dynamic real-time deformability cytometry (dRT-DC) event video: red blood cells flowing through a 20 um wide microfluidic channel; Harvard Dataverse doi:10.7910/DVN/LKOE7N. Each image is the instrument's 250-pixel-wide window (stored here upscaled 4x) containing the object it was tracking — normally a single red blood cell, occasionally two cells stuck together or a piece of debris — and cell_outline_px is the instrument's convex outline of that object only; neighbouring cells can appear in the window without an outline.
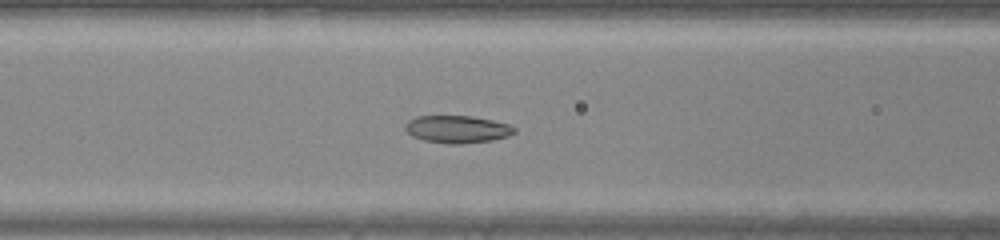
{"species": "common noctule bat (a hibernating species)", "species_latin": "Nyctalus noctula", "temperature_condition": "warm", "stored_images_in_passage": 41, "camera_frame_rate_fps": 3000, "um_per_image_px": 0.085, "animal": {"sex": "male", "body_mass_g": 20.0, "forearm_length_mm": 53.3}, "frame": {"image": 1, "passage_image": 15, "time_ms": 4.667, "image_size_px": [1000, 240], "cell_outline_px": [[516, 132], [508, 136], [492, 140], [460, 144], [448, 144], [424, 140], [412, 136], [404, 128], [404, 124], [408, 120], [416, 116], [472, 116], [492, 120], [508, 124], [516, 128]], "centroid_in_image_um": [38.85, 10.98], "position_along_channel_um": 127.7, "area_um2": 17.51}}
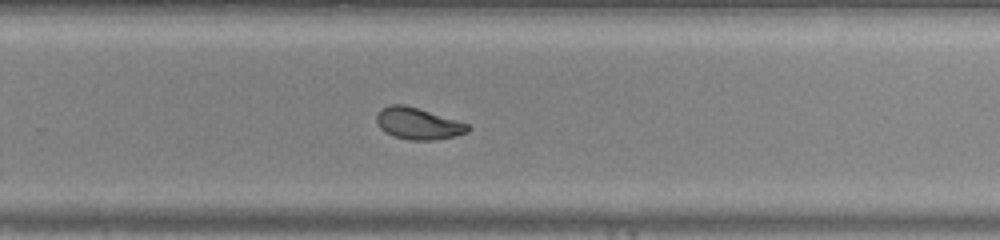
{"frame": {"image": 2, "passage_image": 26, "time_ms": 8.333, "image_size_px": [1000, 240], "cell_outline_px": [[472, 128], [468, 132], [456, 136], [436, 140], [408, 140], [384, 132], [380, 128], [376, 120], [376, 116], [380, 108], [388, 104], [404, 104], [456, 120], [468, 124]], "centroid_in_image_um": [35.52, 10.5], "position_along_channel_um": 294.3, "area_um2": 16.88}}
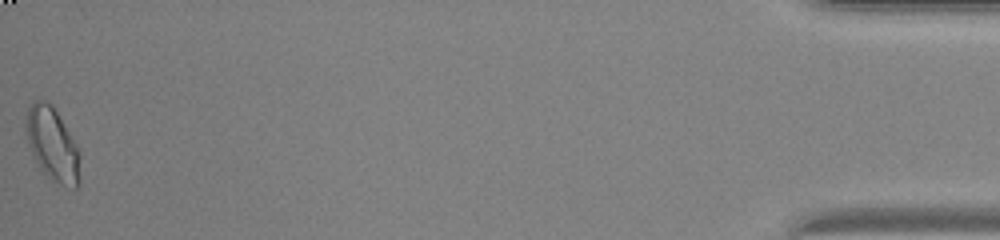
{"frame": {"image": 3, "passage_image": 41, "time_ms": 13.333, "image_size_px": [1000, 240], "cell_outline_px": [[80, 184], [76, 188], [60, 184], [52, 180], [40, 168], [32, 152], [24, 128], [24, 120], [28, 108], [40, 96], [52, 104], [80, 152]], "centroid_in_image_um": [4.45, 12.24], "position_along_channel_um": 430.7, "area_um2": 23.12}}